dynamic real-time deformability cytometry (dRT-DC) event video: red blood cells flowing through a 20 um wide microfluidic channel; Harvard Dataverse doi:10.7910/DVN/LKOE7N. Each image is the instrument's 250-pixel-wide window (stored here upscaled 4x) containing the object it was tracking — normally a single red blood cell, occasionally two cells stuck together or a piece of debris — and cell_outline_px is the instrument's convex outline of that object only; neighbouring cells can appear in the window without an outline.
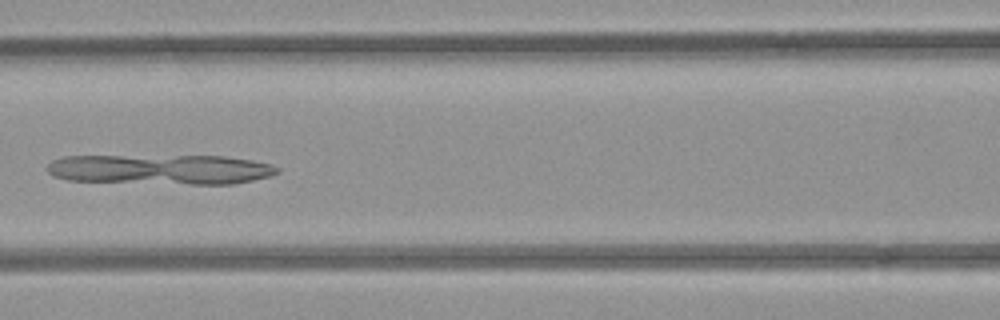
{"species": "common noctule bat (a hibernating species)", "species_latin": "Nyctalus noctula", "temperature_condition": "room temperature", "stored_images_in_passage": 7, "camera_frame_rate_fps": 3000, "um_per_image_px": 0.085, "animal": {"sex": "female", "body_mass_g": 21.9}, "frame": {"image": 1, "passage_image": 7, "time_ms": 7.0, "image_size_px": [1000, 320], "cell_outline_px": [[280, 172], [272, 176], [232, 184], [188, 184], [68, 180], [52, 176], [48, 172], [48, 164], [52, 160], [64, 156], [224, 156], [252, 160], [272, 164], [280, 168]], "centroid_in_image_um": [13.7, 14.39], "position_along_channel_um": 152.9, "area_um2": 40.29}}